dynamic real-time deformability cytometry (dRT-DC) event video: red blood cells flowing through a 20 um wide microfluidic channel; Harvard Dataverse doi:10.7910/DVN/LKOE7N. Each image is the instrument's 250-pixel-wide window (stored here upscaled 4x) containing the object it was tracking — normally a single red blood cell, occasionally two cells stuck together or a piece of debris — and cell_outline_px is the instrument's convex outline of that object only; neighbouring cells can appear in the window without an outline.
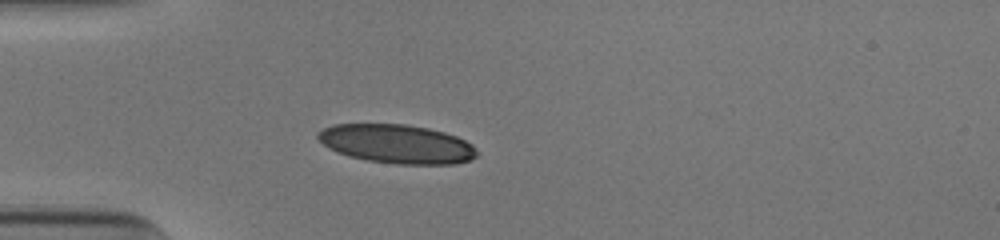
{"species": "human", "species_latin": "Homo sapiens", "temperature_condition": "cold", "stored_images_in_passage": 38, "camera_frame_rate_fps": 3000, "um_per_image_px": 0.085, "donor": {"sex": "male"}, "frame": {"image": 1, "passage_image": 1, "time_ms": 0.0, "image_size_px": [1000, 240], "cell_outline_px": [[476, 156], [468, 160], [452, 164], [396, 164], [368, 160], [348, 156], [336, 152], [328, 148], [316, 136], [316, 132], [332, 124], [408, 124], [428, 128], [444, 132], [456, 136], [472, 144], [476, 148]], "centroid_in_image_um": [33.7, 12.22], "position_along_channel_um": 51.3, "area_um2": 36.01}}
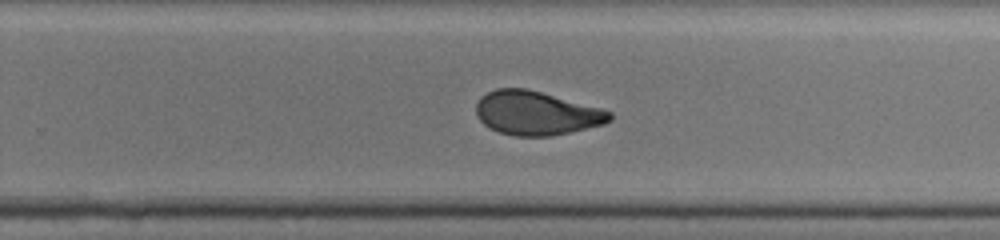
{"frame": {"image": 2, "passage_image": 20, "time_ms": 6.333, "image_size_px": [1000, 240], "cell_outline_px": [[612, 120], [604, 124], [552, 136], [516, 136], [500, 132], [484, 124], [476, 116], [476, 104], [480, 96], [496, 88], [524, 88], [540, 92], [600, 108], [612, 112]], "centroid_in_image_um": [45.57, 9.62], "position_along_channel_um": 284.2, "area_um2": 33.87}}
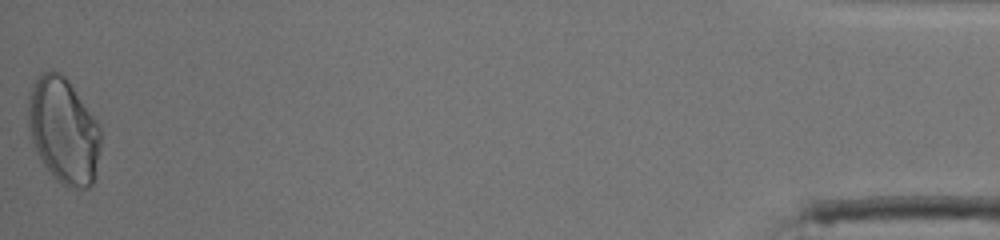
{"frame": {"image": 3, "passage_image": 38, "time_ms": 12.333, "image_size_px": [1000, 240], "cell_outline_px": [[100, 148], [96, 176], [92, 184], [88, 188], [68, 188], [60, 184], [56, 180], [32, 148], [28, 124], [28, 92], [32, 84], [40, 72], [60, 72], [68, 80], [96, 120], [100, 128]], "centroid_in_image_um": [5.38, 11.13], "position_along_channel_um": 429.8, "area_um2": 45.14}, "authors_computed_cell_mechanics": {"area_um2": 35.7204, "velocity_mm_per_s": 3.9138, "shape_relaxation_time_tau1_ms": null, "shape_relaxation_time_tau2_ms": 1.1995, "deformation_change_tau1": null, "deformation_change_tau2": 0.0769}}